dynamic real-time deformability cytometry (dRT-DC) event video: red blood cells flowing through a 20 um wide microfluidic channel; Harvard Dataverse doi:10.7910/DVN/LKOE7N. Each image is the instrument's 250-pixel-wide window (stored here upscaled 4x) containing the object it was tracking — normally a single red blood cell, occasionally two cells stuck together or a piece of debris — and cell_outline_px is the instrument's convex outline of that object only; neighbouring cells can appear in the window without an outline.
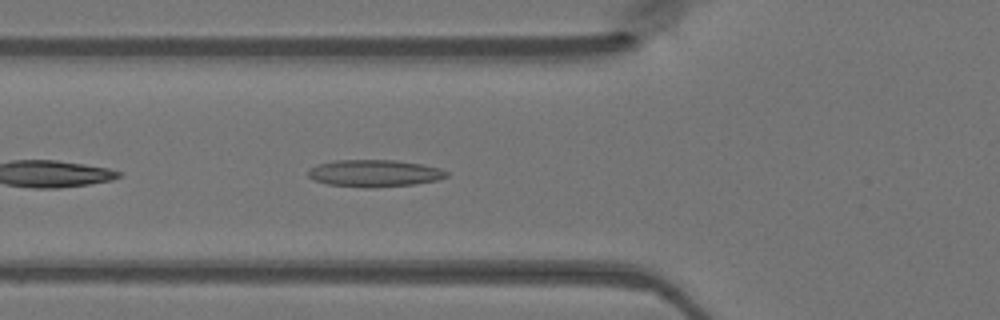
{"species": "Egyptian fruit bat (a non-hibernating species)", "species_latin": "Rousettus aegyptiacus", "temperature_condition": "warm", "stored_images_in_passage": 22, "camera_frame_rate_fps": 3000, "um_per_image_px": 0.085, "animal": {"sex": "female"}, "frame": {"image": 1, "passage_image": 4, "time_ms": 1.0, "image_size_px": [1000, 320], "cell_outline_px": [[448, 176], [436, 180], [412, 184], [376, 188], [372, 188], [328, 184], [312, 180], [308, 176], [308, 168], [316, 164], [332, 160], [396, 160], [420, 164], [440, 168], [448, 172]], "centroid_in_image_um": [31.77, 14.72], "position_along_channel_um": 94.0, "area_um2": 21.91}}
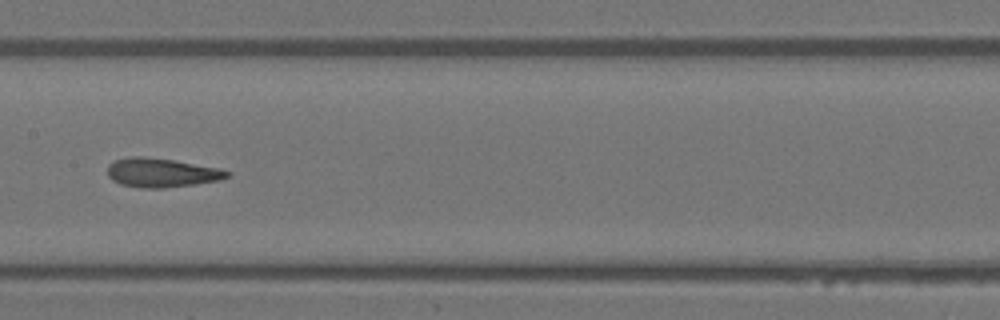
{"frame": {"image": 2, "passage_image": 11, "time_ms": 3.333, "image_size_px": [1000, 320], "cell_outline_px": [[232, 172], [228, 176], [220, 180], [164, 188], [140, 188], [120, 184], [112, 180], [108, 176], [108, 164], [116, 160], [128, 156], [144, 156], [172, 160], [220, 168]], "centroid_in_image_um": [13.71, 14.67], "position_along_channel_um": 193.7, "area_um2": 20.23}}
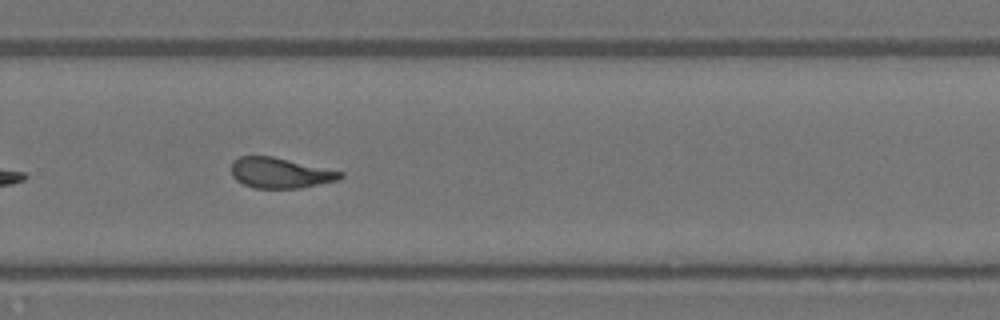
{"frame": {"image": 3, "passage_image": 19, "time_ms": 6.0, "image_size_px": [1000, 320], "cell_outline_px": [[344, 176], [340, 180], [300, 188], [252, 188], [236, 180], [232, 176], [232, 160], [240, 156], [272, 156], [344, 172]], "centroid_in_image_um": [23.82, 14.7], "position_along_channel_um": 306.0, "area_um2": 19.42}}